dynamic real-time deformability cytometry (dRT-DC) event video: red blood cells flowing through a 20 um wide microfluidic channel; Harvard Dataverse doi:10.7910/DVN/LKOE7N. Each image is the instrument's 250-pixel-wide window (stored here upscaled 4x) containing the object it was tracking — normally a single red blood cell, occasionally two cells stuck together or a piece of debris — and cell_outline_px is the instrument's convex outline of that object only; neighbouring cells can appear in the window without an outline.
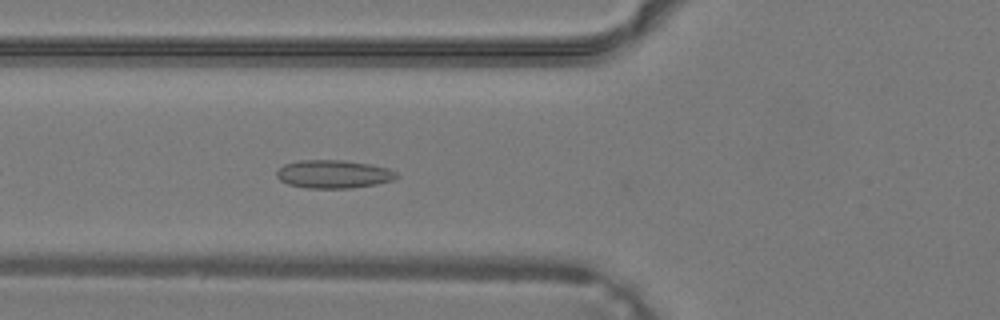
{"species": "common noctule bat (a hibernating species)", "species_latin": "Nyctalus noctula", "temperature_condition": "warm", "stored_images_in_passage": 32, "camera_frame_rate_fps": 3000, "um_per_image_px": 0.085, "animal": {"sex": "male", "body_mass_g": 19.2, "forearm_length_mm": 51.8}, "frame": {"image": 1, "passage_image": 7, "time_ms": 2.0, "image_size_px": [1000, 320], "cell_outline_px": [[400, 176], [392, 180], [376, 184], [352, 188], [308, 188], [288, 184], [280, 180], [276, 176], [276, 172], [284, 164], [300, 160], [344, 160], [368, 164], [388, 168], [396, 172]], "centroid_in_image_um": [28.35, 14.8], "position_along_channel_um": 97.5, "area_um2": 19.65}}
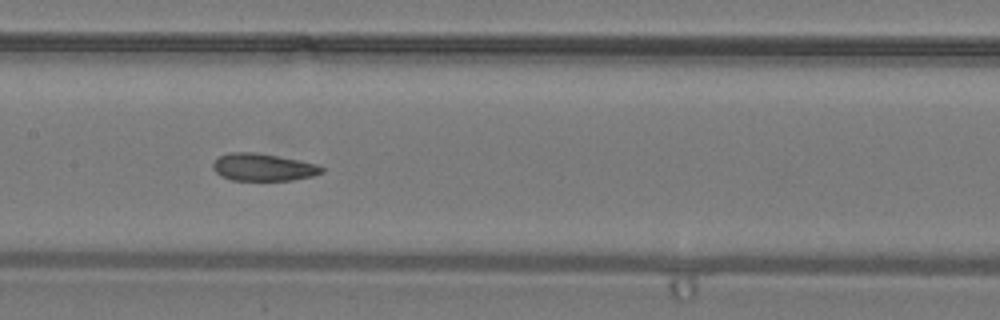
{"frame": {"image": 2, "passage_image": 12, "time_ms": 3.667, "image_size_px": [1000, 320], "cell_outline_px": [[324, 172], [312, 176], [292, 180], [232, 180], [220, 176], [212, 168], [212, 164], [220, 156], [228, 152], [252, 152], [276, 156], [320, 164], [324, 168]], "centroid_in_image_um": [22.37, 14.22], "position_along_channel_um": 185.0, "area_um2": 17.34}}
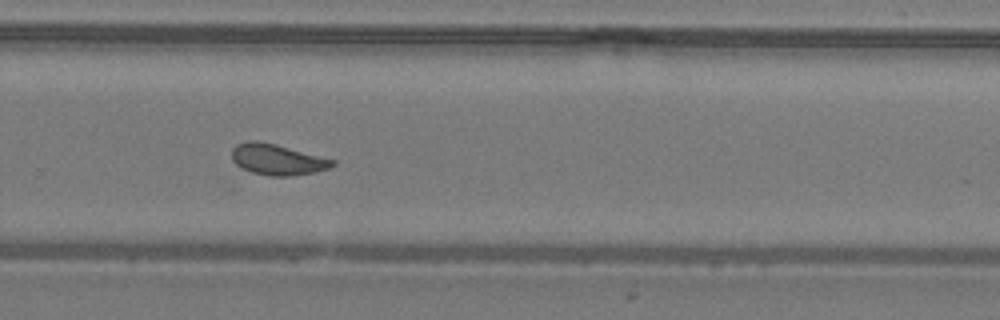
{"frame": {"image": 3, "passage_image": 19, "time_ms": 6.0, "image_size_px": [1000, 320], "cell_outline_px": [[336, 164], [328, 168], [316, 172], [288, 176], [272, 176], [252, 172], [240, 168], [232, 160], [232, 148], [236, 144], [248, 140], [260, 140], [276, 144], [336, 160]], "centroid_in_image_um": [23.55, 13.54], "position_along_channel_um": 306.2, "area_um2": 18.26}}